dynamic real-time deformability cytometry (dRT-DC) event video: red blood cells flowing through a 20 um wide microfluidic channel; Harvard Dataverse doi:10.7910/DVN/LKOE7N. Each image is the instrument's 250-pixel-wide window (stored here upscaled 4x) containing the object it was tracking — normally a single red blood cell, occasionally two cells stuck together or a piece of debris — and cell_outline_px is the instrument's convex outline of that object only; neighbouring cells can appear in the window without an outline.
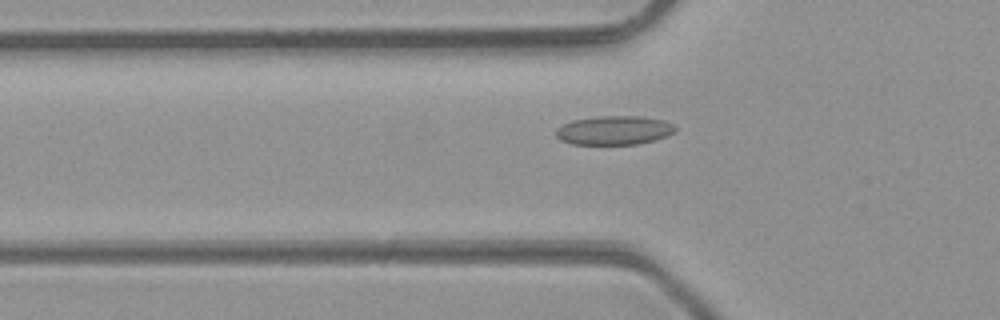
{"species": "common noctule bat (a hibernating species)", "species_latin": "Nyctalus noctula", "temperature_condition": "room temperature", "stored_images_in_passage": 39, "camera_frame_rate_fps": 3000, "um_per_image_px": 0.085, "animal": {"sex": "male", "body_mass_g": 23.1, "forearm_length_mm": 52.7}, "frame": {"image": 1, "passage_image": 7, "time_ms": 2.0, "image_size_px": [1000, 320], "cell_outline_px": [[676, 132], [656, 140], [640, 144], [572, 144], [560, 140], [556, 136], [556, 128], [572, 120], [596, 116], [640, 116], [664, 120], [676, 124]], "centroid_in_image_um": [52.24, 11.07], "position_along_channel_um": 73.6, "area_um2": 20.4}}
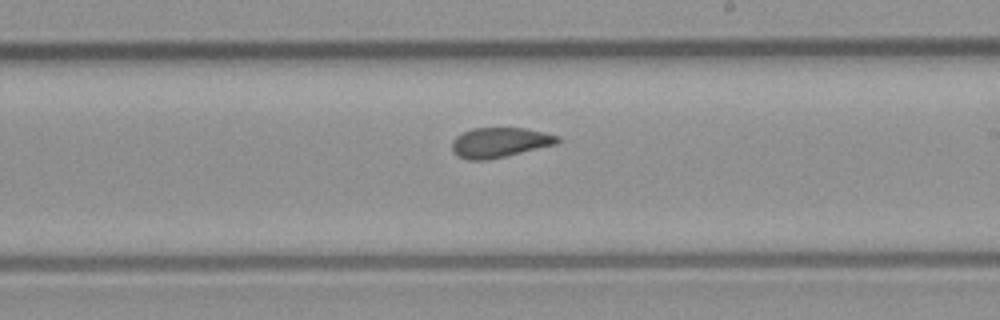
{"frame": {"image": 2, "passage_image": 19, "time_ms": 6.0, "image_size_px": [1000, 320], "cell_outline_px": [[560, 140], [556, 144], [488, 160], [468, 160], [456, 156], [452, 148], [452, 140], [456, 136], [472, 128], [524, 128], [544, 132], [560, 136]], "centroid_in_image_um": [42.45, 12.11], "position_along_channel_um": 246.5, "area_um2": 18.38}}
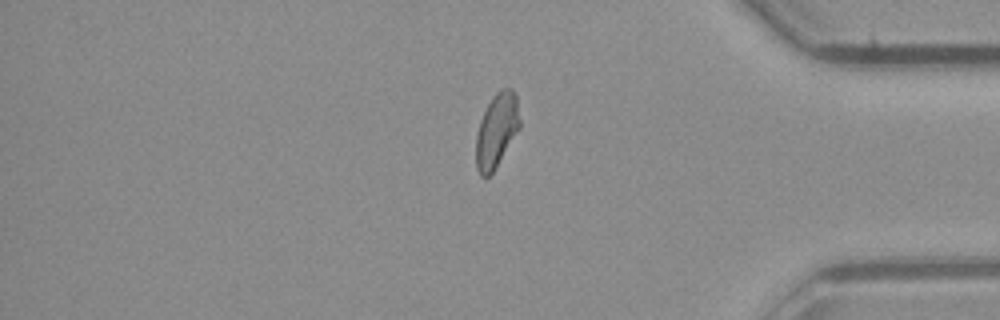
{"frame": {"image": 3, "passage_image": 31, "time_ms": 10.0, "image_size_px": [1000, 320], "cell_outline_px": [[520, 128], [492, 172], [488, 176], [480, 176], [476, 168], [476, 136], [480, 120], [492, 96], [500, 88], [512, 88], [516, 96], [520, 120]], "centroid_in_image_um": [42.21, 11.05], "position_along_channel_um": 393.0, "area_um2": 18.73}, "authors_computed_cell_mechanics": {"area_um2": 18.9584, "velocity_mm_per_s": 4.2883, "shape_relaxation_time_tau1_ms": null, "shape_relaxation_time_tau2_ms": 1.299, "deformation_change_tau1": null, "deformation_change_tau2": 0.0791}}